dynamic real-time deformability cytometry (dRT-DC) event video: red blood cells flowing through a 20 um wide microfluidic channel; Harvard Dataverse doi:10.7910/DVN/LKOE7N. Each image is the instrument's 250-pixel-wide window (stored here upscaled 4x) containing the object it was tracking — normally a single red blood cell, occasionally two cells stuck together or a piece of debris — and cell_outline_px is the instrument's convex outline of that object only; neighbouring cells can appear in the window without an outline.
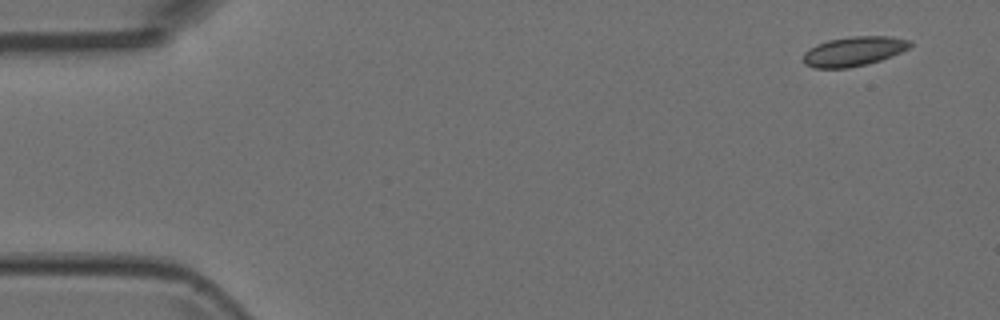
{"species": "Egyptian fruit bat (a non-hibernating species)", "species_latin": "Rousettus aegyptiacus", "temperature_condition": "room temperature", "stored_images_in_passage": 4, "camera_frame_rate_fps": 3000, "um_per_image_px": 0.085, "animal": {"sex": "female"}, "frame": {"image": 1, "passage_image": 1, "time_ms": 0.0, "image_size_px": [1000, 320], "cell_outline_px": [[912, 44], [908, 48], [892, 56], [880, 60], [848, 68], [812, 68], [804, 64], [800, 60], [804, 52], [808, 48], [816, 44], [828, 40], [852, 36], [888, 36], [912, 40]], "centroid_in_image_um": [72.51, 4.36], "position_along_channel_um": 12.5, "area_um2": 18.55}}